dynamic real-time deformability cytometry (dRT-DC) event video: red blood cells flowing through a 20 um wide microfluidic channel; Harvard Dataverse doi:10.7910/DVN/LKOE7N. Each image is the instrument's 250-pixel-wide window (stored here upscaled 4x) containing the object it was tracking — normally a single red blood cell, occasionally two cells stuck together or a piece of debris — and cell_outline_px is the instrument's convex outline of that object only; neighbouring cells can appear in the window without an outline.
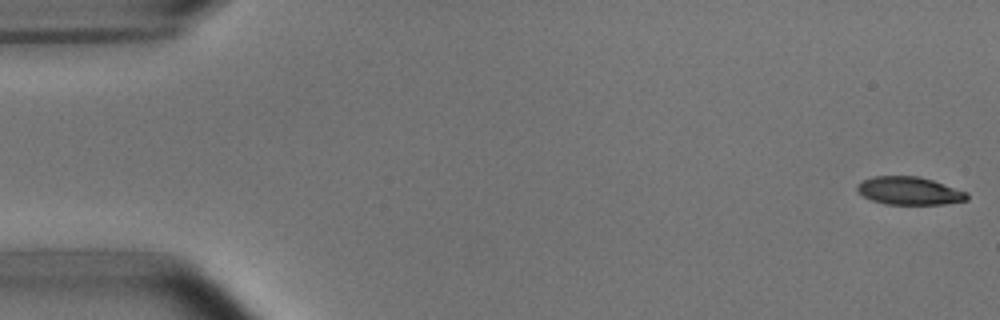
{"species": "common noctule bat (a hibernating species)", "species_latin": "Nyctalus noctula", "temperature_condition": "room temperature", "stored_images_in_passage": 4, "camera_frame_rate_fps": 3000, "um_per_image_px": 0.085, "animal": {"sex": "male", "body_mass_g": 15.6}, "frame": {"image": 1, "passage_image": 1, "time_ms": 0.0, "image_size_px": [1000, 320], "cell_outline_px": [[968, 200], [944, 204], [884, 204], [872, 200], [864, 196], [856, 188], [856, 184], [872, 176], [920, 176], [968, 192]], "centroid_in_image_um": [77.3, 16.21], "position_along_channel_um": 7.7, "area_um2": 17.86}}